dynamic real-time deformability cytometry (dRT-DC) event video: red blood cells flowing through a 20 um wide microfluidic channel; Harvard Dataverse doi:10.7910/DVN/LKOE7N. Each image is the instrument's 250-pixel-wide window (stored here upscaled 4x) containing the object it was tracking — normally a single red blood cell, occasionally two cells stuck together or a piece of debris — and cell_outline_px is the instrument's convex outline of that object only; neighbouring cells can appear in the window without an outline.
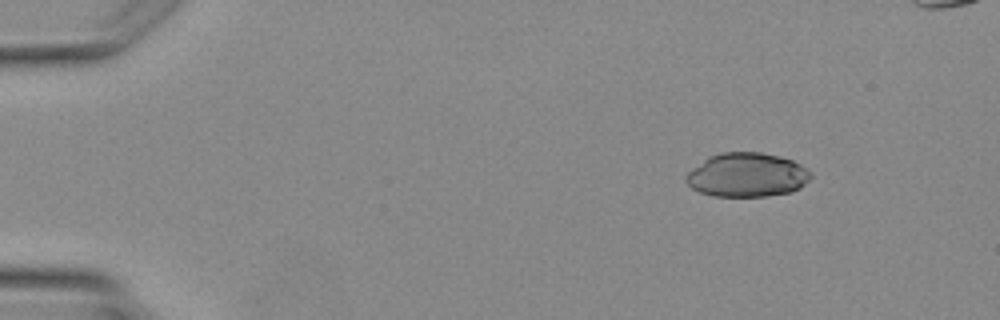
{"species": "Egyptian fruit bat (a non-hibernating species)", "species_latin": "Rousettus aegyptiacus", "temperature_condition": "warm", "stored_images_in_passage": 4, "camera_frame_rate_fps": 3000, "um_per_image_px": 0.085, "animal": {"sex": "female"}, "frame": {"image": 1, "passage_image": 1, "time_ms": 0.0, "image_size_px": [1000, 320], "cell_outline_px": [[812, 176], [800, 188], [792, 192], [768, 196], [712, 196], [700, 192], [692, 188], [684, 180], [684, 176], [692, 168], [708, 156], [720, 152], [760, 152], [780, 156], [792, 160], [800, 164], [812, 172]], "centroid_in_image_um": [63.48, 14.87], "position_along_channel_um": 21.5, "area_um2": 32.31}}